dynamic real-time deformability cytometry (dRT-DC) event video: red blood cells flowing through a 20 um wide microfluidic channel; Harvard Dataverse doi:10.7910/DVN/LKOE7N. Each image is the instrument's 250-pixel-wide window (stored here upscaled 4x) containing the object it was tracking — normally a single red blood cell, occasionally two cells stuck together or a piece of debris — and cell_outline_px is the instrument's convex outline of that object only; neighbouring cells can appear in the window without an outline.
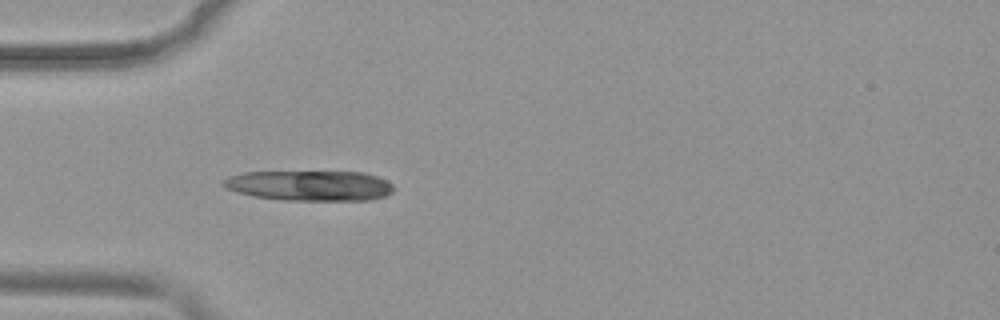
{"species": "common noctule bat (a hibernating species)", "species_latin": "Nyctalus noctula", "temperature_condition": "warm", "stored_images_in_passage": 17, "camera_frame_rate_fps": 3000, "um_per_image_px": 0.085, "animal": {"sex": "female", "body_mass_g": 19.9}, "frame": {"image": 1, "passage_image": 1, "time_ms": 0.0, "image_size_px": [1000, 320], "cell_outline_px": [[392, 192], [384, 196], [372, 200], [280, 200], [252, 196], [228, 188], [220, 184], [220, 180], [228, 176], [244, 172], [364, 172], [376, 176], [392, 184]], "centroid_in_image_um": [26.29, 15.78], "position_along_channel_um": 58.7, "area_um2": 30.0}}